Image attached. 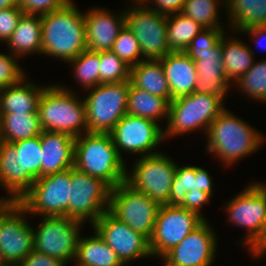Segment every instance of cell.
<instances>
[{
  "instance_id": "1",
  "label": "cell",
  "mask_w": 266,
  "mask_h": 266,
  "mask_svg": "<svg viewBox=\"0 0 266 266\" xmlns=\"http://www.w3.org/2000/svg\"><path fill=\"white\" fill-rule=\"evenodd\" d=\"M41 28L43 55L68 63L87 49L84 13L72 1L59 10L41 15Z\"/></svg>"
},
{
  "instance_id": "2",
  "label": "cell",
  "mask_w": 266,
  "mask_h": 266,
  "mask_svg": "<svg viewBox=\"0 0 266 266\" xmlns=\"http://www.w3.org/2000/svg\"><path fill=\"white\" fill-rule=\"evenodd\" d=\"M206 136L207 152L217 155L225 167L255 153L264 140L262 134L228 109L210 124Z\"/></svg>"
},
{
  "instance_id": "3",
  "label": "cell",
  "mask_w": 266,
  "mask_h": 266,
  "mask_svg": "<svg viewBox=\"0 0 266 266\" xmlns=\"http://www.w3.org/2000/svg\"><path fill=\"white\" fill-rule=\"evenodd\" d=\"M74 167L102 179L111 188L125 182L127 166L110 133L87 132L75 137Z\"/></svg>"
},
{
  "instance_id": "4",
  "label": "cell",
  "mask_w": 266,
  "mask_h": 266,
  "mask_svg": "<svg viewBox=\"0 0 266 266\" xmlns=\"http://www.w3.org/2000/svg\"><path fill=\"white\" fill-rule=\"evenodd\" d=\"M81 100L64 85L45 86L37 110L42 130L64 132L72 137L87 133L86 106Z\"/></svg>"
},
{
  "instance_id": "5",
  "label": "cell",
  "mask_w": 266,
  "mask_h": 266,
  "mask_svg": "<svg viewBox=\"0 0 266 266\" xmlns=\"http://www.w3.org/2000/svg\"><path fill=\"white\" fill-rule=\"evenodd\" d=\"M220 97L194 92L171 100L164 130V139L203 128L207 133L210 124L225 109Z\"/></svg>"
},
{
  "instance_id": "6",
  "label": "cell",
  "mask_w": 266,
  "mask_h": 266,
  "mask_svg": "<svg viewBox=\"0 0 266 266\" xmlns=\"http://www.w3.org/2000/svg\"><path fill=\"white\" fill-rule=\"evenodd\" d=\"M90 89L84 98L88 132L110 133L127 113L130 81L104 83Z\"/></svg>"
},
{
  "instance_id": "7",
  "label": "cell",
  "mask_w": 266,
  "mask_h": 266,
  "mask_svg": "<svg viewBox=\"0 0 266 266\" xmlns=\"http://www.w3.org/2000/svg\"><path fill=\"white\" fill-rule=\"evenodd\" d=\"M111 187L102 179L70 168L68 218L91 226L109 209Z\"/></svg>"
},
{
  "instance_id": "8",
  "label": "cell",
  "mask_w": 266,
  "mask_h": 266,
  "mask_svg": "<svg viewBox=\"0 0 266 266\" xmlns=\"http://www.w3.org/2000/svg\"><path fill=\"white\" fill-rule=\"evenodd\" d=\"M176 168V163L161 152L147 155L136 160L132 172L127 170L125 183L160 205H166Z\"/></svg>"
},
{
  "instance_id": "9",
  "label": "cell",
  "mask_w": 266,
  "mask_h": 266,
  "mask_svg": "<svg viewBox=\"0 0 266 266\" xmlns=\"http://www.w3.org/2000/svg\"><path fill=\"white\" fill-rule=\"evenodd\" d=\"M82 224L66 216H42L38 228H32L33 250L65 264L72 262L76 256Z\"/></svg>"
},
{
  "instance_id": "10",
  "label": "cell",
  "mask_w": 266,
  "mask_h": 266,
  "mask_svg": "<svg viewBox=\"0 0 266 266\" xmlns=\"http://www.w3.org/2000/svg\"><path fill=\"white\" fill-rule=\"evenodd\" d=\"M160 204L125 182L111 189L108 211L131 229L151 239Z\"/></svg>"
},
{
  "instance_id": "11",
  "label": "cell",
  "mask_w": 266,
  "mask_h": 266,
  "mask_svg": "<svg viewBox=\"0 0 266 266\" xmlns=\"http://www.w3.org/2000/svg\"><path fill=\"white\" fill-rule=\"evenodd\" d=\"M18 203L0 198V250L6 265H19L33 250V231Z\"/></svg>"
},
{
  "instance_id": "12",
  "label": "cell",
  "mask_w": 266,
  "mask_h": 266,
  "mask_svg": "<svg viewBox=\"0 0 266 266\" xmlns=\"http://www.w3.org/2000/svg\"><path fill=\"white\" fill-rule=\"evenodd\" d=\"M125 10V25L135 35L144 60H159L171 51L167 42V15L134 4Z\"/></svg>"
},
{
  "instance_id": "13",
  "label": "cell",
  "mask_w": 266,
  "mask_h": 266,
  "mask_svg": "<svg viewBox=\"0 0 266 266\" xmlns=\"http://www.w3.org/2000/svg\"><path fill=\"white\" fill-rule=\"evenodd\" d=\"M70 169L37 178L18 203L29 214L68 217Z\"/></svg>"
},
{
  "instance_id": "14",
  "label": "cell",
  "mask_w": 266,
  "mask_h": 266,
  "mask_svg": "<svg viewBox=\"0 0 266 266\" xmlns=\"http://www.w3.org/2000/svg\"><path fill=\"white\" fill-rule=\"evenodd\" d=\"M203 221L196 212L180 206L161 205L150 239L152 256L161 259Z\"/></svg>"
},
{
  "instance_id": "15",
  "label": "cell",
  "mask_w": 266,
  "mask_h": 266,
  "mask_svg": "<svg viewBox=\"0 0 266 266\" xmlns=\"http://www.w3.org/2000/svg\"><path fill=\"white\" fill-rule=\"evenodd\" d=\"M94 232L117 254L124 265L152 256L150 240L119 221L108 210L92 225Z\"/></svg>"
},
{
  "instance_id": "16",
  "label": "cell",
  "mask_w": 266,
  "mask_h": 266,
  "mask_svg": "<svg viewBox=\"0 0 266 266\" xmlns=\"http://www.w3.org/2000/svg\"><path fill=\"white\" fill-rule=\"evenodd\" d=\"M118 153H137L142 157L154 155L157 147L164 140V129L159 123L139 116L125 114L110 132Z\"/></svg>"
},
{
  "instance_id": "17",
  "label": "cell",
  "mask_w": 266,
  "mask_h": 266,
  "mask_svg": "<svg viewBox=\"0 0 266 266\" xmlns=\"http://www.w3.org/2000/svg\"><path fill=\"white\" fill-rule=\"evenodd\" d=\"M226 204L228 220L247 230L241 242L248 248L260 235L266 216L265 184H249Z\"/></svg>"
},
{
  "instance_id": "18",
  "label": "cell",
  "mask_w": 266,
  "mask_h": 266,
  "mask_svg": "<svg viewBox=\"0 0 266 266\" xmlns=\"http://www.w3.org/2000/svg\"><path fill=\"white\" fill-rule=\"evenodd\" d=\"M204 220L161 260L164 266H211L216 255L217 238Z\"/></svg>"
},
{
  "instance_id": "19",
  "label": "cell",
  "mask_w": 266,
  "mask_h": 266,
  "mask_svg": "<svg viewBox=\"0 0 266 266\" xmlns=\"http://www.w3.org/2000/svg\"><path fill=\"white\" fill-rule=\"evenodd\" d=\"M103 8H92L84 13L87 49L93 52L111 50L115 39L125 26V10L122 13Z\"/></svg>"
},
{
  "instance_id": "20",
  "label": "cell",
  "mask_w": 266,
  "mask_h": 266,
  "mask_svg": "<svg viewBox=\"0 0 266 266\" xmlns=\"http://www.w3.org/2000/svg\"><path fill=\"white\" fill-rule=\"evenodd\" d=\"M195 65L198 74L195 92L214 95L224 101L232 85L227 81L224 71L221 39L210 51L197 53Z\"/></svg>"
},
{
  "instance_id": "21",
  "label": "cell",
  "mask_w": 266,
  "mask_h": 266,
  "mask_svg": "<svg viewBox=\"0 0 266 266\" xmlns=\"http://www.w3.org/2000/svg\"><path fill=\"white\" fill-rule=\"evenodd\" d=\"M40 143L41 177L74 167L75 137L64 132L42 131Z\"/></svg>"
},
{
  "instance_id": "22",
  "label": "cell",
  "mask_w": 266,
  "mask_h": 266,
  "mask_svg": "<svg viewBox=\"0 0 266 266\" xmlns=\"http://www.w3.org/2000/svg\"><path fill=\"white\" fill-rule=\"evenodd\" d=\"M159 60L163 65L172 100L195 92L198 79L196 65L185 52H170Z\"/></svg>"
},
{
  "instance_id": "23",
  "label": "cell",
  "mask_w": 266,
  "mask_h": 266,
  "mask_svg": "<svg viewBox=\"0 0 266 266\" xmlns=\"http://www.w3.org/2000/svg\"><path fill=\"white\" fill-rule=\"evenodd\" d=\"M211 175L198 166H178L173 178L170 190L169 202L166 205L180 206L187 192L204 191L211 197L213 195V185Z\"/></svg>"
},
{
  "instance_id": "24",
  "label": "cell",
  "mask_w": 266,
  "mask_h": 266,
  "mask_svg": "<svg viewBox=\"0 0 266 266\" xmlns=\"http://www.w3.org/2000/svg\"><path fill=\"white\" fill-rule=\"evenodd\" d=\"M25 79L0 89V113H38V102L45 87Z\"/></svg>"
},
{
  "instance_id": "25",
  "label": "cell",
  "mask_w": 266,
  "mask_h": 266,
  "mask_svg": "<svg viewBox=\"0 0 266 266\" xmlns=\"http://www.w3.org/2000/svg\"><path fill=\"white\" fill-rule=\"evenodd\" d=\"M6 44L10 48L9 53L18 58L36 52L41 54V15L23 14Z\"/></svg>"
},
{
  "instance_id": "26",
  "label": "cell",
  "mask_w": 266,
  "mask_h": 266,
  "mask_svg": "<svg viewBox=\"0 0 266 266\" xmlns=\"http://www.w3.org/2000/svg\"><path fill=\"white\" fill-rule=\"evenodd\" d=\"M130 82L135 87L152 95L165 98L169 103L172 100L171 91L160 60H142L131 67Z\"/></svg>"
},
{
  "instance_id": "27",
  "label": "cell",
  "mask_w": 266,
  "mask_h": 266,
  "mask_svg": "<svg viewBox=\"0 0 266 266\" xmlns=\"http://www.w3.org/2000/svg\"><path fill=\"white\" fill-rule=\"evenodd\" d=\"M16 147L20 163V198L31 188L34 181L41 177L40 135L12 143Z\"/></svg>"
},
{
  "instance_id": "28",
  "label": "cell",
  "mask_w": 266,
  "mask_h": 266,
  "mask_svg": "<svg viewBox=\"0 0 266 266\" xmlns=\"http://www.w3.org/2000/svg\"><path fill=\"white\" fill-rule=\"evenodd\" d=\"M221 46L225 75L227 81L233 84L254 64L253 49L236 38L228 40L225 35L221 38Z\"/></svg>"
},
{
  "instance_id": "29",
  "label": "cell",
  "mask_w": 266,
  "mask_h": 266,
  "mask_svg": "<svg viewBox=\"0 0 266 266\" xmlns=\"http://www.w3.org/2000/svg\"><path fill=\"white\" fill-rule=\"evenodd\" d=\"M225 8L232 31L266 26V0H226Z\"/></svg>"
},
{
  "instance_id": "30",
  "label": "cell",
  "mask_w": 266,
  "mask_h": 266,
  "mask_svg": "<svg viewBox=\"0 0 266 266\" xmlns=\"http://www.w3.org/2000/svg\"><path fill=\"white\" fill-rule=\"evenodd\" d=\"M42 131L38 113H0V141L14 143Z\"/></svg>"
},
{
  "instance_id": "31",
  "label": "cell",
  "mask_w": 266,
  "mask_h": 266,
  "mask_svg": "<svg viewBox=\"0 0 266 266\" xmlns=\"http://www.w3.org/2000/svg\"><path fill=\"white\" fill-rule=\"evenodd\" d=\"M95 234L80 236L74 262L76 266H125L117 254Z\"/></svg>"
},
{
  "instance_id": "32",
  "label": "cell",
  "mask_w": 266,
  "mask_h": 266,
  "mask_svg": "<svg viewBox=\"0 0 266 266\" xmlns=\"http://www.w3.org/2000/svg\"><path fill=\"white\" fill-rule=\"evenodd\" d=\"M169 102L160 96L135 87L130 82L127 100V114L159 122L168 119Z\"/></svg>"
},
{
  "instance_id": "33",
  "label": "cell",
  "mask_w": 266,
  "mask_h": 266,
  "mask_svg": "<svg viewBox=\"0 0 266 266\" xmlns=\"http://www.w3.org/2000/svg\"><path fill=\"white\" fill-rule=\"evenodd\" d=\"M12 143L0 141V186L6 189L8 197L3 201L20 200V163Z\"/></svg>"
},
{
  "instance_id": "34",
  "label": "cell",
  "mask_w": 266,
  "mask_h": 266,
  "mask_svg": "<svg viewBox=\"0 0 266 266\" xmlns=\"http://www.w3.org/2000/svg\"><path fill=\"white\" fill-rule=\"evenodd\" d=\"M204 28L181 12L167 15V42L171 52L185 51Z\"/></svg>"
},
{
  "instance_id": "35",
  "label": "cell",
  "mask_w": 266,
  "mask_h": 266,
  "mask_svg": "<svg viewBox=\"0 0 266 266\" xmlns=\"http://www.w3.org/2000/svg\"><path fill=\"white\" fill-rule=\"evenodd\" d=\"M220 2L226 7V0H186L181 13L203 28H223L218 22Z\"/></svg>"
},
{
  "instance_id": "36",
  "label": "cell",
  "mask_w": 266,
  "mask_h": 266,
  "mask_svg": "<svg viewBox=\"0 0 266 266\" xmlns=\"http://www.w3.org/2000/svg\"><path fill=\"white\" fill-rule=\"evenodd\" d=\"M68 62L73 65L75 77L85 90L99 85L100 52L86 49Z\"/></svg>"
},
{
  "instance_id": "37",
  "label": "cell",
  "mask_w": 266,
  "mask_h": 266,
  "mask_svg": "<svg viewBox=\"0 0 266 266\" xmlns=\"http://www.w3.org/2000/svg\"><path fill=\"white\" fill-rule=\"evenodd\" d=\"M234 84L249 98L266 103V60L254 62L252 67Z\"/></svg>"
},
{
  "instance_id": "38",
  "label": "cell",
  "mask_w": 266,
  "mask_h": 266,
  "mask_svg": "<svg viewBox=\"0 0 266 266\" xmlns=\"http://www.w3.org/2000/svg\"><path fill=\"white\" fill-rule=\"evenodd\" d=\"M131 67L112 50L100 52L99 84L130 81Z\"/></svg>"
},
{
  "instance_id": "39",
  "label": "cell",
  "mask_w": 266,
  "mask_h": 266,
  "mask_svg": "<svg viewBox=\"0 0 266 266\" xmlns=\"http://www.w3.org/2000/svg\"><path fill=\"white\" fill-rule=\"evenodd\" d=\"M111 50L130 67L144 60L141 58L142 53L138 39L126 25L115 39Z\"/></svg>"
},
{
  "instance_id": "40",
  "label": "cell",
  "mask_w": 266,
  "mask_h": 266,
  "mask_svg": "<svg viewBox=\"0 0 266 266\" xmlns=\"http://www.w3.org/2000/svg\"><path fill=\"white\" fill-rule=\"evenodd\" d=\"M225 34L224 28H204L191 41L185 53L193 60H197V53L210 51Z\"/></svg>"
},
{
  "instance_id": "41",
  "label": "cell",
  "mask_w": 266,
  "mask_h": 266,
  "mask_svg": "<svg viewBox=\"0 0 266 266\" xmlns=\"http://www.w3.org/2000/svg\"><path fill=\"white\" fill-rule=\"evenodd\" d=\"M18 57L0 52V89L19 83L25 72L19 66Z\"/></svg>"
},
{
  "instance_id": "42",
  "label": "cell",
  "mask_w": 266,
  "mask_h": 266,
  "mask_svg": "<svg viewBox=\"0 0 266 266\" xmlns=\"http://www.w3.org/2000/svg\"><path fill=\"white\" fill-rule=\"evenodd\" d=\"M72 0H19L24 14L43 15L65 7Z\"/></svg>"
},
{
  "instance_id": "43",
  "label": "cell",
  "mask_w": 266,
  "mask_h": 266,
  "mask_svg": "<svg viewBox=\"0 0 266 266\" xmlns=\"http://www.w3.org/2000/svg\"><path fill=\"white\" fill-rule=\"evenodd\" d=\"M24 14L20 7L4 8L0 10V41L7 42Z\"/></svg>"
},
{
  "instance_id": "44",
  "label": "cell",
  "mask_w": 266,
  "mask_h": 266,
  "mask_svg": "<svg viewBox=\"0 0 266 266\" xmlns=\"http://www.w3.org/2000/svg\"><path fill=\"white\" fill-rule=\"evenodd\" d=\"M210 198L211 196L204 191L187 192L185 195V199L183 203L180 205V207L196 212L200 217L206 220L204 215H202L201 207L203 205H206V203L210 201L209 200Z\"/></svg>"
},
{
  "instance_id": "45",
  "label": "cell",
  "mask_w": 266,
  "mask_h": 266,
  "mask_svg": "<svg viewBox=\"0 0 266 266\" xmlns=\"http://www.w3.org/2000/svg\"><path fill=\"white\" fill-rule=\"evenodd\" d=\"M19 266H67L59 259L32 250Z\"/></svg>"
},
{
  "instance_id": "46",
  "label": "cell",
  "mask_w": 266,
  "mask_h": 266,
  "mask_svg": "<svg viewBox=\"0 0 266 266\" xmlns=\"http://www.w3.org/2000/svg\"><path fill=\"white\" fill-rule=\"evenodd\" d=\"M185 1L186 0H148L145 5L149 9H152L158 13L170 15L181 12ZM149 3L154 4L155 7H150V5H148Z\"/></svg>"
},
{
  "instance_id": "47",
  "label": "cell",
  "mask_w": 266,
  "mask_h": 266,
  "mask_svg": "<svg viewBox=\"0 0 266 266\" xmlns=\"http://www.w3.org/2000/svg\"><path fill=\"white\" fill-rule=\"evenodd\" d=\"M266 246V216L261 228L260 235L258 238L248 247L251 255L254 258L259 254V252Z\"/></svg>"
},
{
  "instance_id": "48",
  "label": "cell",
  "mask_w": 266,
  "mask_h": 266,
  "mask_svg": "<svg viewBox=\"0 0 266 266\" xmlns=\"http://www.w3.org/2000/svg\"><path fill=\"white\" fill-rule=\"evenodd\" d=\"M239 33H244V34L247 33L248 35L250 34V37L252 40H254L255 38H258L256 40H254V42H255V41L261 40V38L259 39V37L266 36L265 35L266 34V26H255V27H251V28H246V29L240 31ZM256 43L259 44V41Z\"/></svg>"
},
{
  "instance_id": "49",
  "label": "cell",
  "mask_w": 266,
  "mask_h": 266,
  "mask_svg": "<svg viewBox=\"0 0 266 266\" xmlns=\"http://www.w3.org/2000/svg\"><path fill=\"white\" fill-rule=\"evenodd\" d=\"M11 7H19V0H0V10Z\"/></svg>"
},
{
  "instance_id": "50",
  "label": "cell",
  "mask_w": 266,
  "mask_h": 266,
  "mask_svg": "<svg viewBox=\"0 0 266 266\" xmlns=\"http://www.w3.org/2000/svg\"><path fill=\"white\" fill-rule=\"evenodd\" d=\"M266 253V246L259 252V254L255 257V260L256 259H260L261 258V256L263 255V254H265Z\"/></svg>"
},
{
  "instance_id": "51",
  "label": "cell",
  "mask_w": 266,
  "mask_h": 266,
  "mask_svg": "<svg viewBox=\"0 0 266 266\" xmlns=\"http://www.w3.org/2000/svg\"><path fill=\"white\" fill-rule=\"evenodd\" d=\"M148 0H134L133 4H145Z\"/></svg>"
},
{
  "instance_id": "52",
  "label": "cell",
  "mask_w": 266,
  "mask_h": 266,
  "mask_svg": "<svg viewBox=\"0 0 266 266\" xmlns=\"http://www.w3.org/2000/svg\"><path fill=\"white\" fill-rule=\"evenodd\" d=\"M0 266H6V264L3 262V257L0 250Z\"/></svg>"
}]
</instances>
